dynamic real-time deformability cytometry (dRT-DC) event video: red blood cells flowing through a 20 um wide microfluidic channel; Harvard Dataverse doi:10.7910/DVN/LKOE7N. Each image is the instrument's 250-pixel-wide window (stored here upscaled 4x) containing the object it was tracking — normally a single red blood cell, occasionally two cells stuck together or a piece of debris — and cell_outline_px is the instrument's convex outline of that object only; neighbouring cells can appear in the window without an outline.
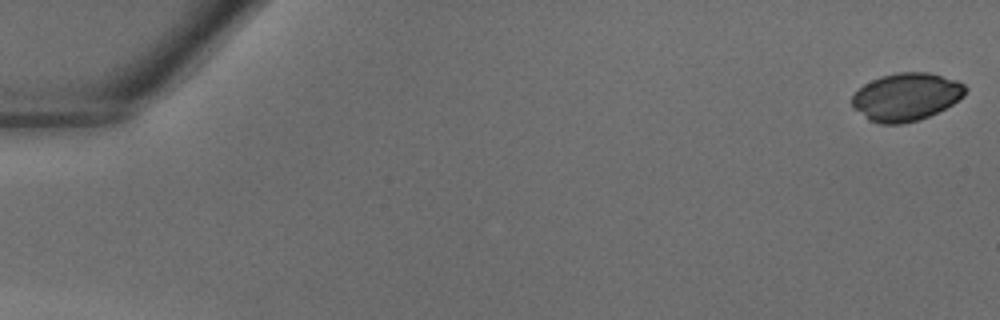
{"species": "common noctule bat (a hibernating species)", "species_latin": "Nyctalus noctula", "temperature_condition": "warm", "stored_images_in_passage": 42, "camera_frame_rate_fps": 3000, "um_per_image_px": 0.085, "animal": {"sex": "male", "body_mass_g": 18.8}, "frame": {"image": 1, "passage_image": 1, "time_ms": 0.0, "image_size_px": [1000, 320], "cell_outline_px": [[968, 88], [964, 96], [952, 104], [920, 120], [904, 124], [880, 124], [868, 120], [852, 108], [852, 96], [864, 84], [880, 76], [896, 72], [928, 72], [956, 80], [964, 84]], "centroid_in_image_um": [77.01, 8.24], "position_along_channel_um": 8.0, "area_um2": 31.73}}
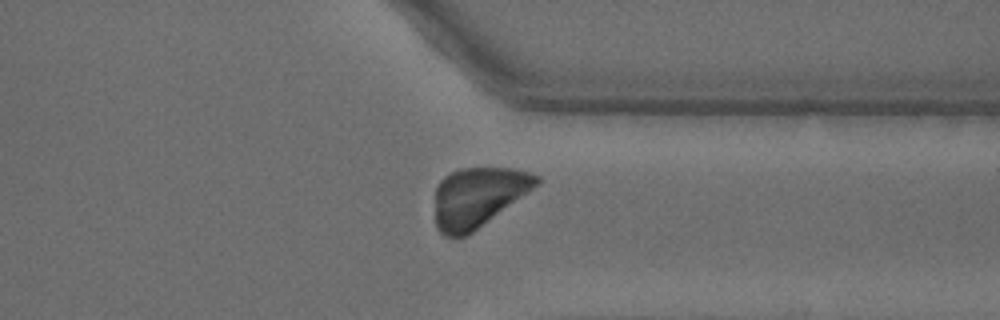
{"frame": {"image": 2, "passage_image": 33, "time_ms": 10.667, "image_size_px": [1000, 320], "cell_outline_px": [[540, 184], [472, 232], [464, 236], [444, 236], [436, 228], [436, 188], [440, 180], [444, 176], [460, 168], [512, 168], [528, 172], [540, 176]], "centroid_in_image_um": [40.64, 16.73], "position_along_channel_um": 370.8, "area_um2": 35.03}}